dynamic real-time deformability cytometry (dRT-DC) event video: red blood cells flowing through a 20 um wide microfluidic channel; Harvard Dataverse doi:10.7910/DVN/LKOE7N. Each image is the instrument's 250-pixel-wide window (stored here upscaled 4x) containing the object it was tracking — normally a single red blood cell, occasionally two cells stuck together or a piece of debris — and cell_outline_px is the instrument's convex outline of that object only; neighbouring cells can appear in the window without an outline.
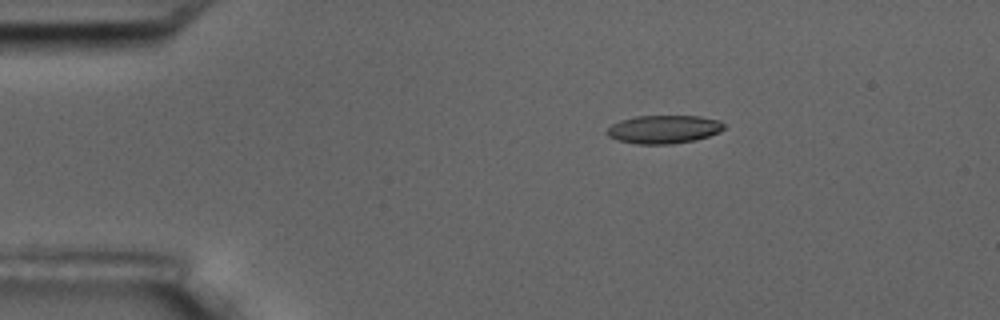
{"species": "common noctule bat (a hibernating species)", "species_latin": "Nyctalus noctula", "temperature_condition": "room temperature", "stored_images_in_passage": 4, "camera_frame_rate_fps": 3000, "um_per_image_px": 0.085, "animal": {"sex": "male", "body_mass_g": 17.5, "forearm_length_mm": 52.3}, "frame": {"image": 1, "passage_image": 2, "time_ms": 1.0, "image_size_px": [1000, 320], "cell_outline_px": [[724, 128], [720, 132], [696, 140], [672, 144], [636, 144], [616, 140], [608, 136], [604, 132], [612, 124], [620, 120], [636, 116], [700, 116], [720, 120], [724, 124]], "centroid_in_image_um": [56.4, 10.99], "position_along_channel_um": 28.6, "area_um2": 19.48}}